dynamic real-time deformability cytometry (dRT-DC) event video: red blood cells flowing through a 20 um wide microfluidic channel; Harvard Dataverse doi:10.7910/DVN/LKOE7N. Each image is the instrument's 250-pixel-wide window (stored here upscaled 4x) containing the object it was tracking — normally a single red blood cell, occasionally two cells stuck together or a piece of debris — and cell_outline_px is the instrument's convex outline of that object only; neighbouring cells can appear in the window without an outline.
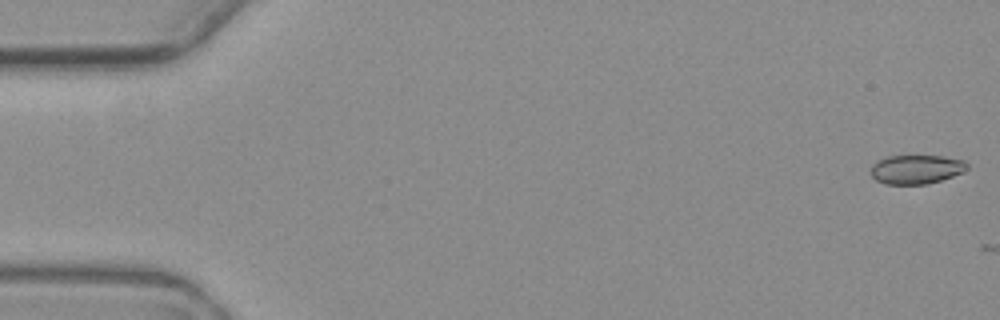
{"species": "common noctule bat (a hibernating species)", "species_latin": "Nyctalus noctula", "temperature_condition": "warm", "stored_images_in_passage": 4, "camera_frame_rate_fps": 3000, "um_per_image_px": 0.085, "animal": {"sex": "female", "body_mass_g": 19.3, "forearm_length_mm": 54.1}, "frame": {"image": 1, "passage_image": 1, "time_ms": 0.0, "image_size_px": [1000, 320], "cell_outline_px": [[968, 168], [964, 172], [928, 184], [884, 184], [876, 180], [872, 176], [872, 164], [876, 160], [888, 156], [944, 156], [964, 160], [968, 164]], "centroid_in_image_um": [77.89, 14.39], "position_along_channel_um": 7.1, "area_um2": 16.36}}